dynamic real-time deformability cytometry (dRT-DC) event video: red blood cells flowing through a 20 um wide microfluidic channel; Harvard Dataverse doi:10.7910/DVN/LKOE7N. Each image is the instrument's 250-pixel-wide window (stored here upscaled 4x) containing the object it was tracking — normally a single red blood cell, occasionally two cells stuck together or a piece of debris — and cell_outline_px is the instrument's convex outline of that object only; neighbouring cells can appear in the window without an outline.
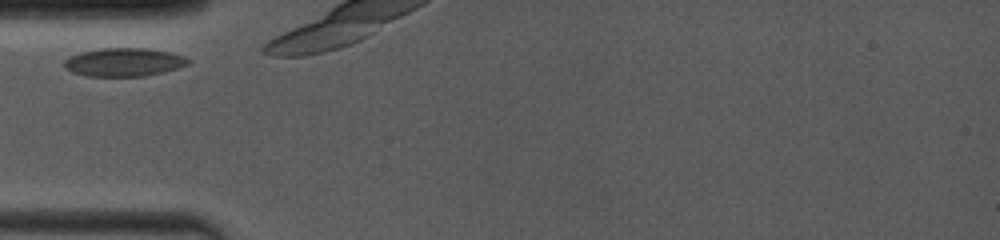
{"species": "common noctule bat (a hibernating species)", "species_latin": "Nyctalus noctula", "temperature_condition": "room temperature", "stored_images_in_passage": 3, "camera_frame_rate_fps": 4000, "um_per_image_px": 0.085, "animal": {"sex": "female", "body_mass_g": 19.0, "forearm_length_mm": 53.3}, "frame": {"image": 1, "passage_image": 1, "time_ms": 0.0, "image_size_px": [1000, 240], "cell_outline_px": [[192, 60], [188, 64], [164, 72], [144, 76], [88, 76], [72, 72], [64, 68], [64, 60], [68, 56], [80, 52], [104, 48], [144, 48], [168, 52], [188, 56]], "centroid_in_image_um": [10.54, 5.28], "position_along_channel_um": 74.5, "area_um2": 20.58}}